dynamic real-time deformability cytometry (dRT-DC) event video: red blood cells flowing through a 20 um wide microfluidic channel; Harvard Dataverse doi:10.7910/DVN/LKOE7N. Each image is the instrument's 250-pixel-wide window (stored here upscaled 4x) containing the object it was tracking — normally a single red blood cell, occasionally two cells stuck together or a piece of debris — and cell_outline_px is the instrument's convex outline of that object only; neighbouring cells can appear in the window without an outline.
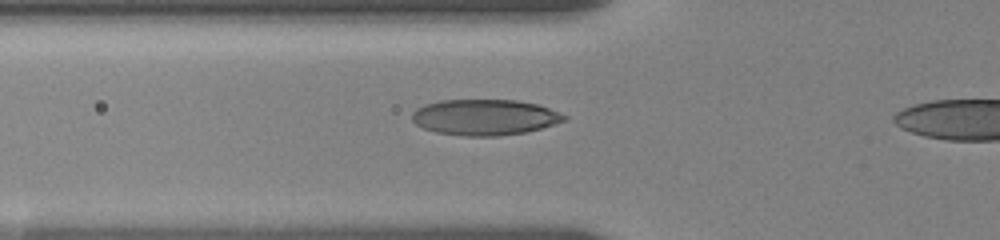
{"species": "human", "species_latin": "Homo sapiens", "temperature_condition": "room temperature", "stored_images_in_passage": 3, "segment_of_instrument_passage": [1, 2], "camera_frame_rate_fps": 3000, "um_per_image_px": 0.085, "donor": {"sex": "female"}, "frame": {"image": 1, "passage_image": 2, "time_ms": 0.333, "image_size_px": [1000, 240], "cell_outline_px": [[568, 116], [564, 120], [528, 132], [500, 136], [464, 136], [436, 132], [424, 128], [416, 124], [412, 120], [412, 112], [416, 108], [424, 104], [440, 100], [516, 100], [536, 104], [548, 108]], "centroid_in_image_um": [41.16, 9.96], "position_along_channel_um": 84.6, "area_um2": 31.73}}